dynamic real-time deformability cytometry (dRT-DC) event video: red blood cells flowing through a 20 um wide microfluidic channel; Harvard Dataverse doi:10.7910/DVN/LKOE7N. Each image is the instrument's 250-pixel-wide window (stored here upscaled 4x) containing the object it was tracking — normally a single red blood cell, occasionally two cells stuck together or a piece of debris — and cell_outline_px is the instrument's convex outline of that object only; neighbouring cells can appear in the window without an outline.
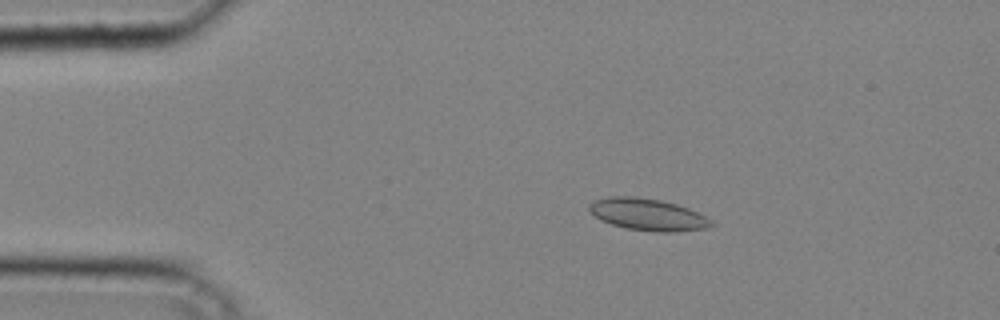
{"species": "common noctule bat (a hibernating species)", "species_latin": "Nyctalus noctula", "temperature_condition": "cold", "stored_images_in_passage": 34, "camera_frame_rate_fps": 3000, "um_per_image_px": 0.085, "animal": {"sex": "male", "body_mass_g": 20.4}, "frame": {"image": 1, "passage_image": 1, "time_ms": 0.0, "image_size_px": [1000, 320], "cell_outline_px": [[716, 224], [708, 228], [676, 232], [656, 232], [624, 228], [600, 220], [588, 208], [588, 204], [596, 200], [612, 196], [636, 196], [660, 200], [676, 204], [688, 208], [712, 220]], "centroid_in_image_um": [55.08, 18.24], "position_along_channel_um": 29.9, "area_um2": 22.72}}
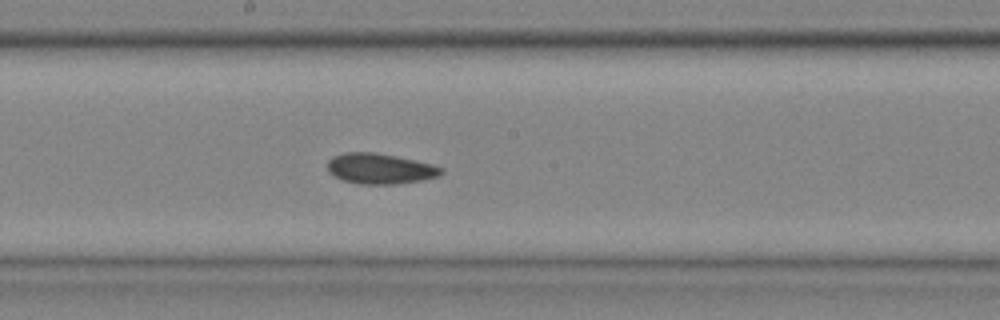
{"frame": {"image": 2, "passage_image": 16, "time_ms": 5.0, "image_size_px": [1000, 320], "cell_outline_px": [[444, 172], [440, 176], [420, 180], [392, 184], [360, 184], [344, 180], [328, 172], [328, 160], [332, 156], [344, 152], [372, 152], [396, 156], [432, 164], [444, 168]], "centroid_in_image_um": [32.3, 14.32], "position_along_channel_um": 215.9, "area_um2": 20.11}}
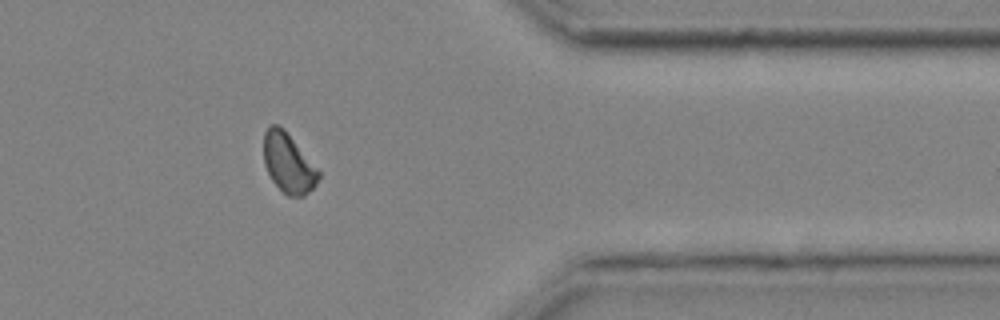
{"frame": {"image": 3, "passage_image": 28, "time_ms": 9.0, "image_size_px": [1000, 320], "cell_outline_px": [[320, 176], [316, 184], [304, 196], [288, 196], [272, 180], [264, 164], [264, 132], [268, 124], [276, 124], [284, 128], [320, 172]], "centroid_in_image_um": [24.49, 13.83], "position_along_channel_um": 386.9, "area_um2": 18.84}}